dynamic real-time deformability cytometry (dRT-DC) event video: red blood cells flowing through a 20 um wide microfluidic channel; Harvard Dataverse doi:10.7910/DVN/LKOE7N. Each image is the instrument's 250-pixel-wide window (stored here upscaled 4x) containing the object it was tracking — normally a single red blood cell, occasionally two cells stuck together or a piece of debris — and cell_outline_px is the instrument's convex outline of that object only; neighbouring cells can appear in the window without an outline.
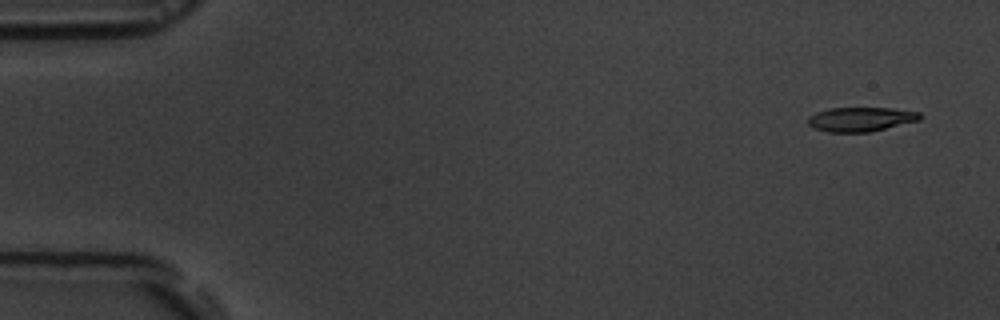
{"species": "common noctule bat (a hibernating species)", "species_latin": "Nyctalus noctula", "temperature_condition": "room temperature", "stored_images_in_passage": 6, "camera_frame_rate_fps": 3000, "um_per_image_px": 0.085, "animal": {"sex": "male", "body_mass_g": 19.5, "forearm_length_mm": 54.6}, "frame": {"image": 1, "passage_image": 1, "time_ms": 0.0, "image_size_px": [1000, 320], "cell_outline_px": [[920, 120], [868, 132], [828, 132], [812, 128], [808, 124], [808, 116], [816, 112], [828, 108], [892, 108], [920, 112]], "centroid_in_image_um": [73.12, 10.13], "position_along_channel_um": 11.9, "area_um2": 15.84}}
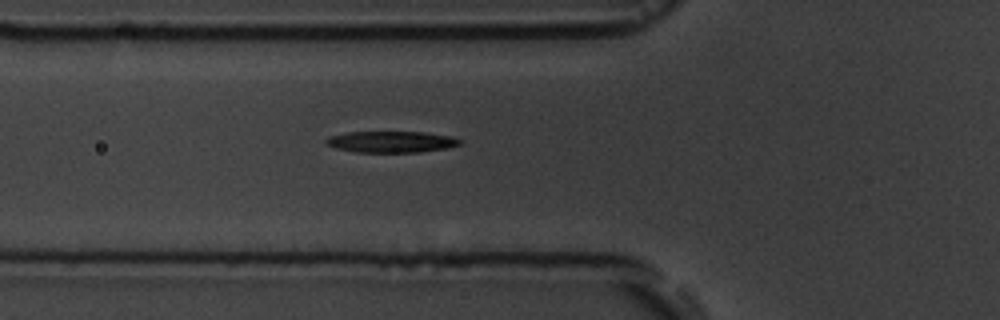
{"frame": {"image": 2, "passage_image": 6, "time_ms": 5.667, "image_size_px": [1000, 320], "cell_outline_px": [[460, 144], [448, 148], [420, 152], [356, 152], [336, 148], [328, 144], [324, 140], [328, 136], [348, 132], [424, 132], [452, 136], [460, 140]], "centroid_in_image_um": [33.26, 12.05], "position_along_channel_um": 92.5, "area_um2": 16.59}}